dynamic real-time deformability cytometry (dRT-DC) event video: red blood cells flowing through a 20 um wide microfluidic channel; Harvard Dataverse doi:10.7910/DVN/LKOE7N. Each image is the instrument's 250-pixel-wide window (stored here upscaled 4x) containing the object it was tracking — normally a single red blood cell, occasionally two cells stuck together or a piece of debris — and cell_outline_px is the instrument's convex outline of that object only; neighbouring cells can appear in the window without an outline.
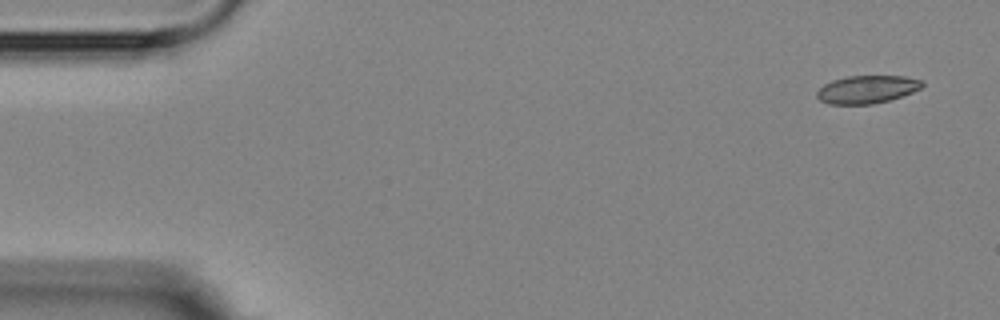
{"species": "Egyptian fruit bat (a non-hibernating species)", "species_latin": "Rousettus aegyptiacus", "temperature_condition": "room temperature", "stored_images_in_passage": 12, "camera_frame_rate_fps": 3000, "um_per_image_px": 0.085, "animal": {"sex": "female"}, "frame": {"image": 1, "passage_image": 1, "time_ms": 0.0, "image_size_px": [1000, 320], "cell_outline_px": [[924, 84], [920, 88], [912, 92], [888, 100], [872, 104], [828, 104], [820, 100], [816, 96], [816, 92], [824, 84], [832, 80], [848, 76], [904, 76], [920, 80]], "centroid_in_image_um": [73.65, 7.59], "position_along_channel_um": 11.3, "area_um2": 16.94}}
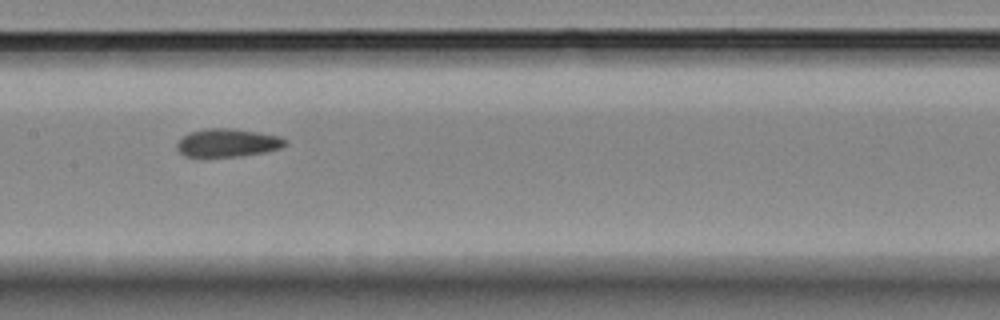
{"frame": {"image": 2, "passage_image": 7, "time_ms": 8.0, "image_size_px": [1000, 320], "cell_outline_px": [[288, 144], [280, 148], [264, 152], [240, 156], [184, 156], [176, 148], [176, 144], [188, 132], [204, 128], [232, 128], [280, 136], [288, 140]], "centroid_in_image_um": [19.36, 12.12], "position_along_channel_um": 188.0, "area_um2": 17.74}}
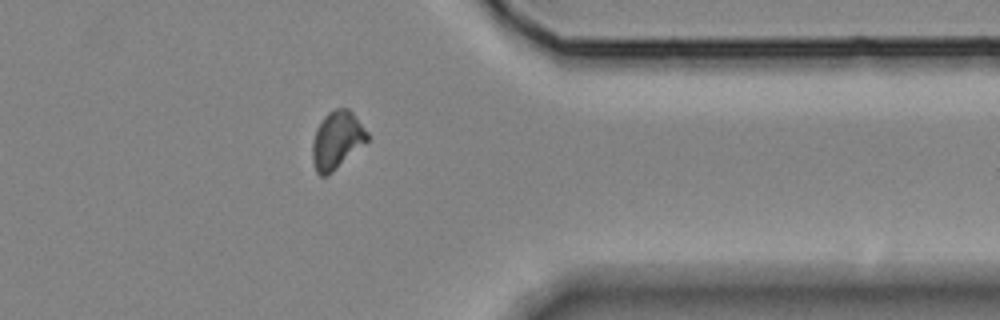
{"frame": {"image": 3, "passage_image": 12, "time_ms": 13.667, "image_size_px": [1000, 320], "cell_outline_px": [[368, 140], [332, 172], [324, 176], [320, 176], [316, 172], [312, 160], [312, 140], [316, 128], [324, 116], [328, 112], [336, 108], [348, 108], [356, 116], [368, 132]], "centroid_in_image_um": [28.61, 11.89], "position_along_channel_um": 382.8, "area_um2": 18.38}, "authors_computed_cell_mechanics": {"area_um2": 17.9758, "velocity_mm_per_s": 3.6393, "shape_relaxation_time_tau1_ms": null, "shape_relaxation_time_tau2_ms": 1.3416, "deformation_change_tau1": null, "deformation_change_tau2": 0.0488}}